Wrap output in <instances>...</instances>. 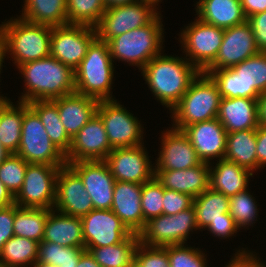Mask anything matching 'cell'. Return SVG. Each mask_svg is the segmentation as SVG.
Wrapping results in <instances>:
<instances>
[{
  "mask_svg": "<svg viewBox=\"0 0 266 267\" xmlns=\"http://www.w3.org/2000/svg\"><path fill=\"white\" fill-rule=\"evenodd\" d=\"M140 71L155 99L170 112L200 73L185 57L163 53L152 58Z\"/></svg>",
  "mask_w": 266,
  "mask_h": 267,
  "instance_id": "cell-1",
  "label": "cell"
},
{
  "mask_svg": "<svg viewBox=\"0 0 266 267\" xmlns=\"http://www.w3.org/2000/svg\"><path fill=\"white\" fill-rule=\"evenodd\" d=\"M25 90L19 97L21 102L53 100L75 92V72L51 55L21 64Z\"/></svg>",
  "mask_w": 266,
  "mask_h": 267,
  "instance_id": "cell-2",
  "label": "cell"
},
{
  "mask_svg": "<svg viewBox=\"0 0 266 267\" xmlns=\"http://www.w3.org/2000/svg\"><path fill=\"white\" fill-rule=\"evenodd\" d=\"M114 69L108 43L96 37L74 70L75 92L98 101L114 100L111 91Z\"/></svg>",
  "mask_w": 266,
  "mask_h": 267,
  "instance_id": "cell-3",
  "label": "cell"
},
{
  "mask_svg": "<svg viewBox=\"0 0 266 267\" xmlns=\"http://www.w3.org/2000/svg\"><path fill=\"white\" fill-rule=\"evenodd\" d=\"M216 83L221 98H252L266 91V52L249 57L232 68L204 70Z\"/></svg>",
  "mask_w": 266,
  "mask_h": 267,
  "instance_id": "cell-4",
  "label": "cell"
},
{
  "mask_svg": "<svg viewBox=\"0 0 266 267\" xmlns=\"http://www.w3.org/2000/svg\"><path fill=\"white\" fill-rule=\"evenodd\" d=\"M159 13L149 24L111 38L107 43L113 62L125 61L141 70L162 52L164 25Z\"/></svg>",
  "mask_w": 266,
  "mask_h": 267,
  "instance_id": "cell-5",
  "label": "cell"
},
{
  "mask_svg": "<svg viewBox=\"0 0 266 267\" xmlns=\"http://www.w3.org/2000/svg\"><path fill=\"white\" fill-rule=\"evenodd\" d=\"M220 101L216 83L208 74L200 72L171 110L172 127L183 130L186 126L217 118Z\"/></svg>",
  "mask_w": 266,
  "mask_h": 267,
  "instance_id": "cell-6",
  "label": "cell"
},
{
  "mask_svg": "<svg viewBox=\"0 0 266 267\" xmlns=\"http://www.w3.org/2000/svg\"><path fill=\"white\" fill-rule=\"evenodd\" d=\"M0 27L5 36L6 53L17 67L50 56L51 26L12 17Z\"/></svg>",
  "mask_w": 266,
  "mask_h": 267,
  "instance_id": "cell-7",
  "label": "cell"
},
{
  "mask_svg": "<svg viewBox=\"0 0 266 267\" xmlns=\"http://www.w3.org/2000/svg\"><path fill=\"white\" fill-rule=\"evenodd\" d=\"M27 163L65 166V155L51 142L39 116L24 102L21 141L16 152Z\"/></svg>",
  "mask_w": 266,
  "mask_h": 267,
  "instance_id": "cell-8",
  "label": "cell"
},
{
  "mask_svg": "<svg viewBox=\"0 0 266 267\" xmlns=\"http://www.w3.org/2000/svg\"><path fill=\"white\" fill-rule=\"evenodd\" d=\"M199 230L196 224L195 210L192 206L177 214L149 219L139 232V241L149 246H168L186 244L191 232Z\"/></svg>",
  "mask_w": 266,
  "mask_h": 267,
  "instance_id": "cell-9",
  "label": "cell"
},
{
  "mask_svg": "<svg viewBox=\"0 0 266 267\" xmlns=\"http://www.w3.org/2000/svg\"><path fill=\"white\" fill-rule=\"evenodd\" d=\"M124 105L114 100L99 101L96 113L104 123L112 149L129 148L144 144V127ZM143 128V129H142Z\"/></svg>",
  "mask_w": 266,
  "mask_h": 267,
  "instance_id": "cell-10",
  "label": "cell"
},
{
  "mask_svg": "<svg viewBox=\"0 0 266 267\" xmlns=\"http://www.w3.org/2000/svg\"><path fill=\"white\" fill-rule=\"evenodd\" d=\"M180 34L181 48L184 50L185 58L200 72H203L217 56L222 44L224 29L206 24L197 18Z\"/></svg>",
  "mask_w": 266,
  "mask_h": 267,
  "instance_id": "cell-11",
  "label": "cell"
},
{
  "mask_svg": "<svg viewBox=\"0 0 266 267\" xmlns=\"http://www.w3.org/2000/svg\"><path fill=\"white\" fill-rule=\"evenodd\" d=\"M60 167L63 166L28 163L15 204L23 208L53 209Z\"/></svg>",
  "mask_w": 266,
  "mask_h": 267,
  "instance_id": "cell-12",
  "label": "cell"
},
{
  "mask_svg": "<svg viewBox=\"0 0 266 267\" xmlns=\"http://www.w3.org/2000/svg\"><path fill=\"white\" fill-rule=\"evenodd\" d=\"M157 9L144 1L107 8L95 26L96 37L108 42L111 38L143 27L159 14Z\"/></svg>",
  "mask_w": 266,
  "mask_h": 267,
  "instance_id": "cell-13",
  "label": "cell"
},
{
  "mask_svg": "<svg viewBox=\"0 0 266 267\" xmlns=\"http://www.w3.org/2000/svg\"><path fill=\"white\" fill-rule=\"evenodd\" d=\"M96 38V29L87 25L67 24L52 27L50 55L75 70Z\"/></svg>",
  "mask_w": 266,
  "mask_h": 267,
  "instance_id": "cell-14",
  "label": "cell"
},
{
  "mask_svg": "<svg viewBox=\"0 0 266 267\" xmlns=\"http://www.w3.org/2000/svg\"><path fill=\"white\" fill-rule=\"evenodd\" d=\"M144 145L113 149L104 160L115 181L143 184L154 178V166Z\"/></svg>",
  "mask_w": 266,
  "mask_h": 267,
  "instance_id": "cell-15",
  "label": "cell"
},
{
  "mask_svg": "<svg viewBox=\"0 0 266 267\" xmlns=\"http://www.w3.org/2000/svg\"><path fill=\"white\" fill-rule=\"evenodd\" d=\"M81 221L85 248L119 244L132 234L111 209L91 210Z\"/></svg>",
  "mask_w": 266,
  "mask_h": 267,
  "instance_id": "cell-16",
  "label": "cell"
},
{
  "mask_svg": "<svg viewBox=\"0 0 266 267\" xmlns=\"http://www.w3.org/2000/svg\"><path fill=\"white\" fill-rule=\"evenodd\" d=\"M253 30L248 21L224 29L222 44L215 60L205 70L232 68L258 54Z\"/></svg>",
  "mask_w": 266,
  "mask_h": 267,
  "instance_id": "cell-17",
  "label": "cell"
},
{
  "mask_svg": "<svg viewBox=\"0 0 266 267\" xmlns=\"http://www.w3.org/2000/svg\"><path fill=\"white\" fill-rule=\"evenodd\" d=\"M104 123L96 113L71 139L66 163L105 160L112 151Z\"/></svg>",
  "mask_w": 266,
  "mask_h": 267,
  "instance_id": "cell-18",
  "label": "cell"
},
{
  "mask_svg": "<svg viewBox=\"0 0 266 267\" xmlns=\"http://www.w3.org/2000/svg\"><path fill=\"white\" fill-rule=\"evenodd\" d=\"M53 208L74 217H83L94 210L93 202L80 176L68 165L60 167L56 181Z\"/></svg>",
  "mask_w": 266,
  "mask_h": 267,
  "instance_id": "cell-19",
  "label": "cell"
},
{
  "mask_svg": "<svg viewBox=\"0 0 266 267\" xmlns=\"http://www.w3.org/2000/svg\"><path fill=\"white\" fill-rule=\"evenodd\" d=\"M82 179L94 209L108 210L113 203L115 179L104 160L67 163Z\"/></svg>",
  "mask_w": 266,
  "mask_h": 267,
  "instance_id": "cell-20",
  "label": "cell"
},
{
  "mask_svg": "<svg viewBox=\"0 0 266 267\" xmlns=\"http://www.w3.org/2000/svg\"><path fill=\"white\" fill-rule=\"evenodd\" d=\"M164 132V133H163ZM162 132L154 171L185 170L202 163L187 135L171 127Z\"/></svg>",
  "mask_w": 266,
  "mask_h": 267,
  "instance_id": "cell-21",
  "label": "cell"
},
{
  "mask_svg": "<svg viewBox=\"0 0 266 267\" xmlns=\"http://www.w3.org/2000/svg\"><path fill=\"white\" fill-rule=\"evenodd\" d=\"M182 131L202 162L210 164L214 158L224 159L227 132L217 118L186 126Z\"/></svg>",
  "mask_w": 266,
  "mask_h": 267,
  "instance_id": "cell-22",
  "label": "cell"
},
{
  "mask_svg": "<svg viewBox=\"0 0 266 267\" xmlns=\"http://www.w3.org/2000/svg\"><path fill=\"white\" fill-rule=\"evenodd\" d=\"M141 193L142 184L115 181L111 210L136 234L143 229Z\"/></svg>",
  "mask_w": 266,
  "mask_h": 267,
  "instance_id": "cell-23",
  "label": "cell"
},
{
  "mask_svg": "<svg viewBox=\"0 0 266 267\" xmlns=\"http://www.w3.org/2000/svg\"><path fill=\"white\" fill-rule=\"evenodd\" d=\"M154 177L165 188L188 194L193 198L209 188L210 164H201L185 170L154 171Z\"/></svg>",
  "mask_w": 266,
  "mask_h": 267,
  "instance_id": "cell-24",
  "label": "cell"
},
{
  "mask_svg": "<svg viewBox=\"0 0 266 267\" xmlns=\"http://www.w3.org/2000/svg\"><path fill=\"white\" fill-rule=\"evenodd\" d=\"M59 110L60 120L72 139L96 114L99 101L77 92L52 100Z\"/></svg>",
  "mask_w": 266,
  "mask_h": 267,
  "instance_id": "cell-25",
  "label": "cell"
},
{
  "mask_svg": "<svg viewBox=\"0 0 266 267\" xmlns=\"http://www.w3.org/2000/svg\"><path fill=\"white\" fill-rule=\"evenodd\" d=\"M217 119L227 133L256 130L259 125L257 99L221 98Z\"/></svg>",
  "mask_w": 266,
  "mask_h": 267,
  "instance_id": "cell-26",
  "label": "cell"
},
{
  "mask_svg": "<svg viewBox=\"0 0 266 267\" xmlns=\"http://www.w3.org/2000/svg\"><path fill=\"white\" fill-rule=\"evenodd\" d=\"M43 241L66 247L85 248L81 218L51 209L45 223Z\"/></svg>",
  "mask_w": 266,
  "mask_h": 267,
  "instance_id": "cell-27",
  "label": "cell"
},
{
  "mask_svg": "<svg viewBox=\"0 0 266 267\" xmlns=\"http://www.w3.org/2000/svg\"><path fill=\"white\" fill-rule=\"evenodd\" d=\"M195 11L202 22L223 29L247 21L240 0H199Z\"/></svg>",
  "mask_w": 266,
  "mask_h": 267,
  "instance_id": "cell-28",
  "label": "cell"
},
{
  "mask_svg": "<svg viewBox=\"0 0 266 267\" xmlns=\"http://www.w3.org/2000/svg\"><path fill=\"white\" fill-rule=\"evenodd\" d=\"M214 165L210 163L209 187L227 197L245 190L250 177H253L250 170L226 159H221Z\"/></svg>",
  "mask_w": 266,
  "mask_h": 267,
  "instance_id": "cell-29",
  "label": "cell"
},
{
  "mask_svg": "<svg viewBox=\"0 0 266 267\" xmlns=\"http://www.w3.org/2000/svg\"><path fill=\"white\" fill-rule=\"evenodd\" d=\"M19 18L51 27L67 25V0H25Z\"/></svg>",
  "mask_w": 266,
  "mask_h": 267,
  "instance_id": "cell-30",
  "label": "cell"
},
{
  "mask_svg": "<svg viewBox=\"0 0 266 267\" xmlns=\"http://www.w3.org/2000/svg\"><path fill=\"white\" fill-rule=\"evenodd\" d=\"M13 104L9 98L0 96V142L10 152L18 151L24 117V102Z\"/></svg>",
  "mask_w": 266,
  "mask_h": 267,
  "instance_id": "cell-31",
  "label": "cell"
},
{
  "mask_svg": "<svg viewBox=\"0 0 266 267\" xmlns=\"http://www.w3.org/2000/svg\"><path fill=\"white\" fill-rule=\"evenodd\" d=\"M256 130H241L227 133L224 159L242 166L252 173L259 170L256 154Z\"/></svg>",
  "mask_w": 266,
  "mask_h": 267,
  "instance_id": "cell-32",
  "label": "cell"
},
{
  "mask_svg": "<svg viewBox=\"0 0 266 267\" xmlns=\"http://www.w3.org/2000/svg\"><path fill=\"white\" fill-rule=\"evenodd\" d=\"M28 105L39 116L54 146L66 155L71 146V138L60 120L57 105L52 100L31 101Z\"/></svg>",
  "mask_w": 266,
  "mask_h": 267,
  "instance_id": "cell-33",
  "label": "cell"
},
{
  "mask_svg": "<svg viewBox=\"0 0 266 267\" xmlns=\"http://www.w3.org/2000/svg\"><path fill=\"white\" fill-rule=\"evenodd\" d=\"M139 243L138 234L132 233L119 244L85 249L101 267H127L134 261Z\"/></svg>",
  "mask_w": 266,
  "mask_h": 267,
  "instance_id": "cell-34",
  "label": "cell"
},
{
  "mask_svg": "<svg viewBox=\"0 0 266 267\" xmlns=\"http://www.w3.org/2000/svg\"><path fill=\"white\" fill-rule=\"evenodd\" d=\"M196 224L199 230H204L210 222L225 219L229 213V197L210 187L193 200Z\"/></svg>",
  "mask_w": 266,
  "mask_h": 267,
  "instance_id": "cell-35",
  "label": "cell"
},
{
  "mask_svg": "<svg viewBox=\"0 0 266 267\" xmlns=\"http://www.w3.org/2000/svg\"><path fill=\"white\" fill-rule=\"evenodd\" d=\"M51 209L23 208L15 204L14 236L24 237L40 243L44 237L45 223Z\"/></svg>",
  "mask_w": 266,
  "mask_h": 267,
  "instance_id": "cell-36",
  "label": "cell"
},
{
  "mask_svg": "<svg viewBox=\"0 0 266 267\" xmlns=\"http://www.w3.org/2000/svg\"><path fill=\"white\" fill-rule=\"evenodd\" d=\"M38 246L39 243L35 240L11 237L0 252V267L32 266L37 261Z\"/></svg>",
  "mask_w": 266,
  "mask_h": 267,
  "instance_id": "cell-37",
  "label": "cell"
},
{
  "mask_svg": "<svg viewBox=\"0 0 266 267\" xmlns=\"http://www.w3.org/2000/svg\"><path fill=\"white\" fill-rule=\"evenodd\" d=\"M105 11L103 0H67V24L95 27Z\"/></svg>",
  "mask_w": 266,
  "mask_h": 267,
  "instance_id": "cell-38",
  "label": "cell"
},
{
  "mask_svg": "<svg viewBox=\"0 0 266 267\" xmlns=\"http://www.w3.org/2000/svg\"><path fill=\"white\" fill-rule=\"evenodd\" d=\"M85 250V248L66 247L42 240L38 246L37 261L58 267H76Z\"/></svg>",
  "mask_w": 266,
  "mask_h": 267,
  "instance_id": "cell-39",
  "label": "cell"
},
{
  "mask_svg": "<svg viewBox=\"0 0 266 267\" xmlns=\"http://www.w3.org/2000/svg\"><path fill=\"white\" fill-rule=\"evenodd\" d=\"M256 203L255 197L250 194L248 188L229 197V214L239 229L253 227V223H256L254 221H257L259 213Z\"/></svg>",
  "mask_w": 266,
  "mask_h": 267,
  "instance_id": "cell-40",
  "label": "cell"
},
{
  "mask_svg": "<svg viewBox=\"0 0 266 267\" xmlns=\"http://www.w3.org/2000/svg\"><path fill=\"white\" fill-rule=\"evenodd\" d=\"M28 163L16 153H12L0 165V180L15 197L23 185Z\"/></svg>",
  "mask_w": 266,
  "mask_h": 267,
  "instance_id": "cell-41",
  "label": "cell"
},
{
  "mask_svg": "<svg viewBox=\"0 0 266 267\" xmlns=\"http://www.w3.org/2000/svg\"><path fill=\"white\" fill-rule=\"evenodd\" d=\"M163 186L154 177L142 184L141 207L143 213V228L145 223L163 214Z\"/></svg>",
  "mask_w": 266,
  "mask_h": 267,
  "instance_id": "cell-42",
  "label": "cell"
},
{
  "mask_svg": "<svg viewBox=\"0 0 266 267\" xmlns=\"http://www.w3.org/2000/svg\"><path fill=\"white\" fill-rule=\"evenodd\" d=\"M187 246V247H186ZM164 246L167 250L170 267H207L206 255L200 248L186 244Z\"/></svg>",
  "mask_w": 266,
  "mask_h": 267,
  "instance_id": "cell-43",
  "label": "cell"
},
{
  "mask_svg": "<svg viewBox=\"0 0 266 267\" xmlns=\"http://www.w3.org/2000/svg\"><path fill=\"white\" fill-rule=\"evenodd\" d=\"M134 261L140 267H170L167 250L165 247L160 246L139 243Z\"/></svg>",
  "mask_w": 266,
  "mask_h": 267,
  "instance_id": "cell-44",
  "label": "cell"
},
{
  "mask_svg": "<svg viewBox=\"0 0 266 267\" xmlns=\"http://www.w3.org/2000/svg\"><path fill=\"white\" fill-rule=\"evenodd\" d=\"M194 198L163 187V214L173 215L193 206Z\"/></svg>",
  "mask_w": 266,
  "mask_h": 267,
  "instance_id": "cell-45",
  "label": "cell"
},
{
  "mask_svg": "<svg viewBox=\"0 0 266 267\" xmlns=\"http://www.w3.org/2000/svg\"><path fill=\"white\" fill-rule=\"evenodd\" d=\"M215 237H219L220 239L231 238L235 233L237 234L239 228L235 224L234 219L229 213H225V219H218L214 222H210V224L205 228ZM222 237V238H221Z\"/></svg>",
  "mask_w": 266,
  "mask_h": 267,
  "instance_id": "cell-46",
  "label": "cell"
},
{
  "mask_svg": "<svg viewBox=\"0 0 266 267\" xmlns=\"http://www.w3.org/2000/svg\"><path fill=\"white\" fill-rule=\"evenodd\" d=\"M14 213H15V203L0 208V252L3 245L14 236Z\"/></svg>",
  "mask_w": 266,
  "mask_h": 267,
  "instance_id": "cell-47",
  "label": "cell"
},
{
  "mask_svg": "<svg viewBox=\"0 0 266 267\" xmlns=\"http://www.w3.org/2000/svg\"><path fill=\"white\" fill-rule=\"evenodd\" d=\"M247 21L252 27L258 49L266 52V11L249 17Z\"/></svg>",
  "mask_w": 266,
  "mask_h": 267,
  "instance_id": "cell-48",
  "label": "cell"
},
{
  "mask_svg": "<svg viewBox=\"0 0 266 267\" xmlns=\"http://www.w3.org/2000/svg\"><path fill=\"white\" fill-rule=\"evenodd\" d=\"M253 253V251L250 252L248 249L246 251L245 248H242V250L240 248L224 267H266V263L264 261L262 262L261 259L256 256L257 253Z\"/></svg>",
  "mask_w": 266,
  "mask_h": 267,
  "instance_id": "cell-49",
  "label": "cell"
},
{
  "mask_svg": "<svg viewBox=\"0 0 266 267\" xmlns=\"http://www.w3.org/2000/svg\"><path fill=\"white\" fill-rule=\"evenodd\" d=\"M256 154L259 169L266 166V126L258 125L256 129Z\"/></svg>",
  "mask_w": 266,
  "mask_h": 267,
  "instance_id": "cell-50",
  "label": "cell"
},
{
  "mask_svg": "<svg viewBox=\"0 0 266 267\" xmlns=\"http://www.w3.org/2000/svg\"><path fill=\"white\" fill-rule=\"evenodd\" d=\"M247 19L257 13L266 11V0H240Z\"/></svg>",
  "mask_w": 266,
  "mask_h": 267,
  "instance_id": "cell-51",
  "label": "cell"
},
{
  "mask_svg": "<svg viewBox=\"0 0 266 267\" xmlns=\"http://www.w3.org/2000/svg\"><path fill=\"white\" fill-rule=\"evenodd\" d=\"M258 123L266 126V91L257 98Z\"/></svg>",
  "mask_w": 266,
  "mask_h": 267,
  "instance_id": "cell-52",
  "label": "cell"
},
{
  "mask_svg": "<svg viewBox=\"0 0 266 267\" xmlns=\"http://www.w3.org/2000/svg\"><path fill=\"white\" fill-rule=\"evenodd\" d=\"M15 203V197L5 187L3 182L0 180V208L10 206Z\"/></svg>",
  "mask_w": 266,
  "mask_h": 267,
  "instance_id": "cell-53",
  "label": "cell"
},
{
  "mask_svg": "<svg viewBox=\"0 0 266 267\" xmlns=\"http://www.w3.org/2000/svg\"><path fill=\"white\" fill-rule=\"evenodd\" d=\"M76 267H101V266L96 262L91 253L85 250L80 256V259Z\"/></svg>",
  "mask_w": 266,
  "mask_h": 267,
  "instance_id": "cell-54",
  "label": "cell"
},
{
  "mask_svg": "<svg viewBox=\"0 0 266 267\" xmlns=\"http://www.w3.org/2000/svg\"><path fill=\"white\" fill-rule=\"evenodd\" d=\"M6 43H5V36L2 31V28L0 27V74L2 71V64L4 63V59L6 58ZM1 96V95H0Z\"/></svg>",
  "mask_w": 266,
  "mask_h": 267,
  "instance_id": "cell-55",
  "label": "cell"
},
{
  "mask_svg": "<svg viewBox=\"0 0 266 267\" xmlns=\"http://www.w3.org/2000/svg\"><path fill=\"white\" fill-rule=\"evenodd\" d=\"M139 1L140 0H103V3L105 4V7L107 9V8H112L115 6H121L125 4H133Z\"/></svg>",
  "mask_w": 266,
  "mask_h": 267,
  "instance_id": "cell-56",
  "label": "cell"
},
{
  "mask_svg": "<svg viewBox=\"0 0 266 267\" xmlns=\"http://www.w3.org/2000/svg\"><path fill=\"white\" fill-rule=\"evenodd\" d=\"M10 153L0 142V165L11 155Z\"/></svg>",
  "mask_w": 266,
  "mask_h": 267,
  "instance_id": "cell-57",
  "label": "cell"
},
{
  "mask_svg": "<svg viewBox=\"0 0 266 267\" xmlns=\"http://www.w3.org/2000/svg\"><path fill=\"white\" fill-rule=\"evenodd\" d=\"M31 267H58L53 264H48L40 261H36Z\"/></svg>",
  "mask_w": 266,
  "mask_h": 267,
  "instance_id": "cell-58",
  "label": "cell"
},
{
  "mask_svg": "<svg viewBox=\"0 0 266 267\" xmlns=\"http://www.w3.org/2000/svg\"><path fill=\"white\" fill-rule=\"evenodd\" d=\"M140 1L149 2V3L153 4L155 7H157L159 2H161L162 0H140Z\"/></svg>",
  "mask_w": 266,
  "mask_h": 267,
  "instance_id": "cell-59",
  "label": "cell"
},
{
  "mask_svg": "<svg viewBox=\"0 0 266 267\" xmlns=\"http://www.w3.org/2000/svg\"><path fill=\"white\" fill-rule=\"evenodd\" d=\"M127 267H140L135 261H133L130 265Z\"/></svg>",
  "mask_w": 266,
  "mask_h": 267,
  "instance_id": "cell-60",
  "label": "cell"
}]
</instances>
